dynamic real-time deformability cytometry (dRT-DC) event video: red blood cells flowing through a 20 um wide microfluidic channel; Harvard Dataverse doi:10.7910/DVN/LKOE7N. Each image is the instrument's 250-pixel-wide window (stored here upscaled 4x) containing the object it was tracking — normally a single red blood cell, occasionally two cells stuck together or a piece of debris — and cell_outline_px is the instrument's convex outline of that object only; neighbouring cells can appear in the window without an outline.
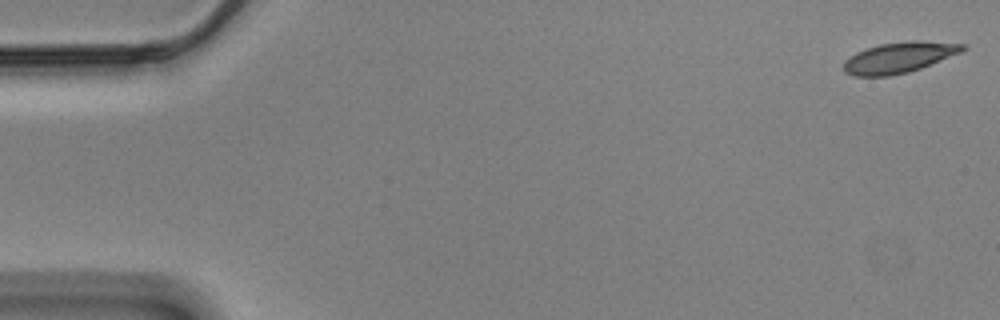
{"species": "Egyptian fruit bat (a non-hibernating species)", "species_latin": "Rousettus aegyptiacus", "temperature_condition": "cold", "stored_images_in_passage": 9, "camera_frame_rate_fps": 3000, "um_per_image_px": 0.085, "animal": {"sex": "male"}, "frame": {"image": 1, "passage_image": 1, "time_ms": 0.0, "image_size_px": [1000, 320], "cell_outline_px": [[968, 48], [960, 52], [920, 68], [908, 72], [888, 76], [852, 76], [844, 72], [844, 60], [856, 52], [880, 44], [912, 40], [916, 40], [964, 44]], "centroid_in_image_um": [76.39, 4.89], "position_along_channel_um": 8.6, "area_um2": 21.1}}